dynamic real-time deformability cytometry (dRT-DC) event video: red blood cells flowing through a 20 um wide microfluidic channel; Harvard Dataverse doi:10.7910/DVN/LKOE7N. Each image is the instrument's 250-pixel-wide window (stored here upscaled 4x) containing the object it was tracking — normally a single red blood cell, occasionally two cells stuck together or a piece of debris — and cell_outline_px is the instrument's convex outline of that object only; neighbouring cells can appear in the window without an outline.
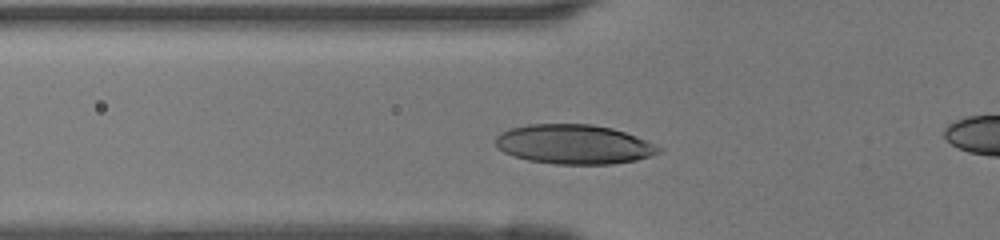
{"species": "human", "species_latin": "Homo sapiens", "temperature_condition": "room temperature", "stored_images_in_passage": 34, "camera_frame_rate_fps": 3000, "um_per_image_px": 0.085, "donor": {"sex": "female"}, "frame": {"image": 1, "passage_image": 12, "time_ms": 3.667, "image_size_px": [1000, 240], "cell_outline_px": [[660, 152], [652, 156], [636, 160], [612, 164], [556, 164], [528, 160], [512, 156], [504, 152], [496, 144], [496, 136], [500, 132], [508, 128], [528, 124], [592, 124], [612, 128], [636, 136], [660, 148]], "centroid_in_image_um": [48.75, 12.26], "position_along_channel_um": 77.1, "area_um2": 37.45}}
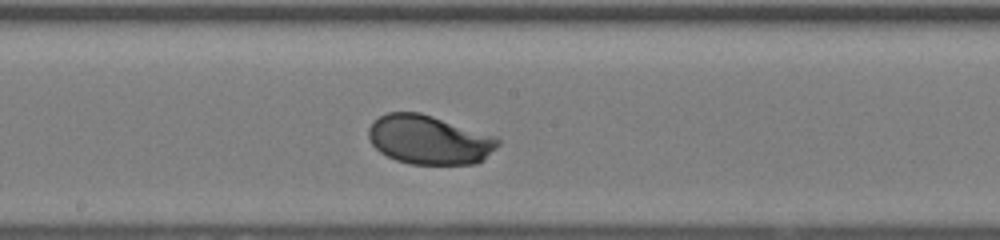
{"frame": {"image": 2, "passage_image": 21, "time_ms": 6.667, "image_size_px": [1000, 240], "cell_outline_px": [[500, 144], [484, 160], [476, 164], [408, 164], [396, 160], [380, 152], [368, 140], [368, 128], [380, 116], [388, 112], [420, 112], [496, 136], [500, 140]], "centroid_in_image_um": [36.49, 11.89], "position_along_channel_um": 211.7, "area_um2": 37.11}}
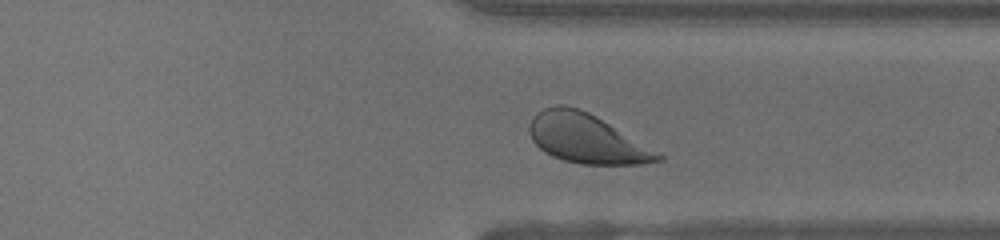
{"frame": {"image": 3, "passage_image": 31, "time_ms": 10.0, "image_size_px": [1000, 240], "cell_outline_px": [[664, 160], [644, 164], [580, 164], [564, 160], [552, 156], [544, 152], [532, 140], [528, 132], [528, 128], [532, 116], [536, 112], [544, 108], [556, 104], [560, 104], [576, 108], [588, 112], [660, 152], [664, 156]], "centroid_in_image_um": [49.85, 11.78], "position_along_channel_um": 361.6, "area_um2": 36.88}}